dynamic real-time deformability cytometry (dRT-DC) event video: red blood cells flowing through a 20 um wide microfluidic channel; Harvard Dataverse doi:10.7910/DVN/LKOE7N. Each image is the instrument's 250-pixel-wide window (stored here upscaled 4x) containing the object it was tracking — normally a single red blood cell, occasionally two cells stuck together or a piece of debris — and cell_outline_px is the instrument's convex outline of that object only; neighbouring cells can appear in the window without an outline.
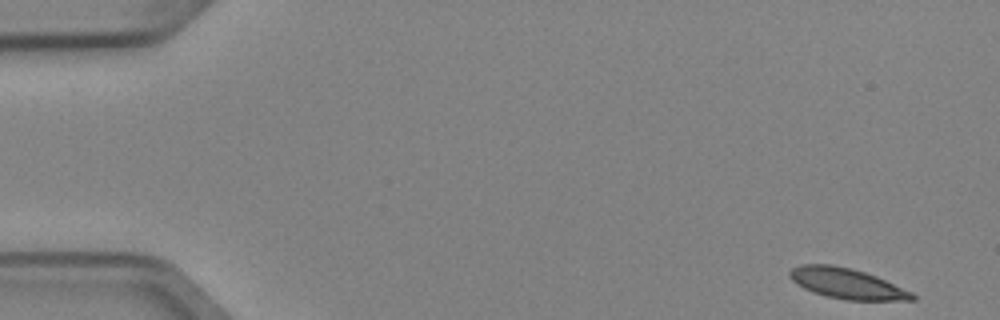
{"species": "Egyptian fruit bat (a non-hibernating species)", "species_latin": "Rousettus aegyptiacus", "temperature_condition": "cold", "stored_images_in_passage": 7, "camera_frame_rate_fps": 3000, "um_per_image_px": 0.085, "animal": {"sex": "female"}, "frame": {"image": 1, "passage_image": 1, "time_ms": 0.0, "image_size_px": [1000, 320], "cell_outline_px": [[916, 300], [844, 300], [828, 296], [804, 288], [796, 284], [788, 276], [788, 272], [792, 268], [800, 264], [832, 264], [852, 268], [876, 276], [912, 292], [916, 296]], "centroid_in_image_um": [71.97, 24.08], "position_along_channel_um": 13.0, "area_um2": 21.68}}
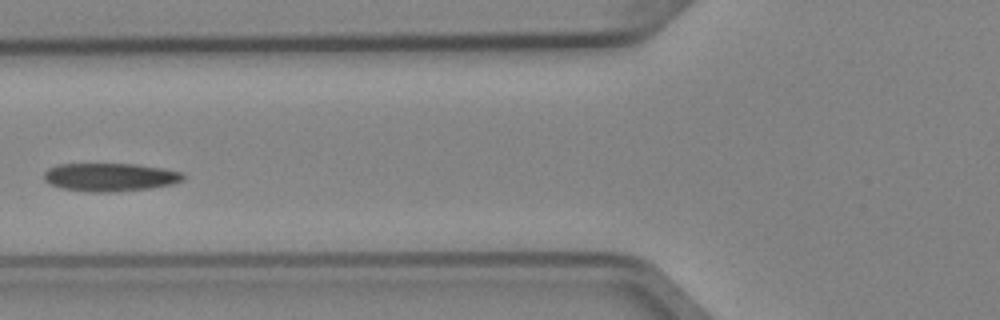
{"frame": {"image": 2, "passage_image": 6, "time_ms": 1.667, "image_size_px": [1000, 320], "cell_outline_px": [[184, 180], [172, 184], [148, 188], [116, 192], [88, 192], [60, 188], [44, 180], [44, 172], [48, 168], [60, 164], [136, 164], [164, 168], [184, 172]], "centroid_in_image_um": [9.37, 15.05], "position_along_channel_um": 116.4, "area_um2": 23.0}}
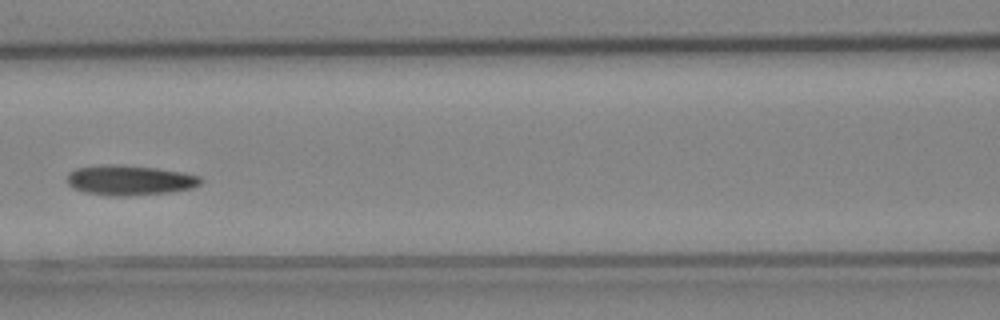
{"frame": {"image": 3, "passage_image": 7, "time_ms": 2.0, "image_size_px": [1000, 320], "cell_outline_px": [[200, 184], [192, 188], [168, 192], [128, 196], [108, 196], [84, 192], [72, 188], [68, 184], [68, 172], [76, 168], [108, 164], [112, 164], [156, 168], [180, 172], [200, 176]], "centroid_in_image_um": [10.97, 15.32], "position_along_channel_um": 155.6, "area_um2": 23.24}}